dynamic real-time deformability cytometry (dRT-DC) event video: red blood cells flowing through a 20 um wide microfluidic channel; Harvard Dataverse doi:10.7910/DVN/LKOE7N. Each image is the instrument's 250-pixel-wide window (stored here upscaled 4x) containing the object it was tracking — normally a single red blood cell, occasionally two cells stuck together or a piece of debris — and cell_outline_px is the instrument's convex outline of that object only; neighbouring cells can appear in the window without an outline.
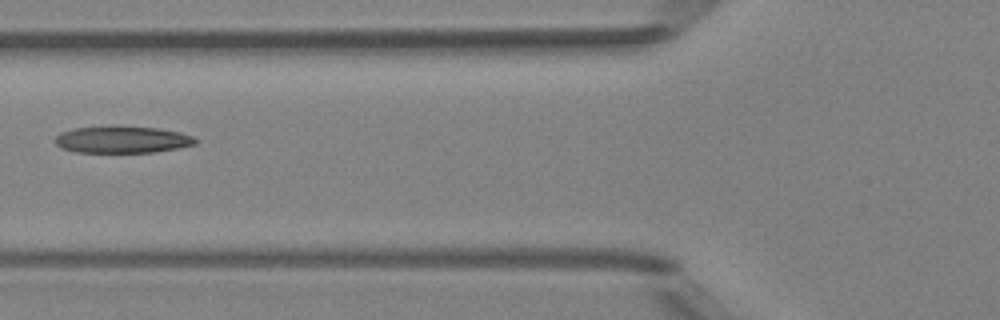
{"species": "Egyptian fruit bat (a non-hibernating species)", "species_latin": "Rousettus aegyptiacus", "temperature_condition": "room temperature", "stored_images_in_passage": 6, "camera_frame_rate_fps": 3000, "um_per_image_px": 0.085, "animal": {"sex": "female"}, "frame": {"image": 1, "passage_image": 5, "time_ms": 5.333, "image_size_px": [1000, 320], "cell_outline_px": [[196, 144], [176, 148], [152, 152], [76, 152], [60, 148], [52, 140], [60, 132], [72, 128], [112, 124], [156, 128], [180, 132], [192, 136], [196, 140]], "centroid_in_image_um": [10.29, 11.83], "position_along_channel_um": 115.5, "area_um2": 22.48}}
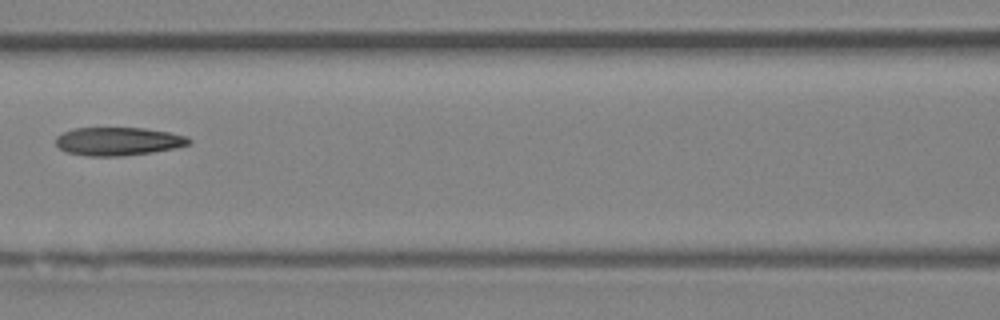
{"frame": {"image": 2, "passage_image": 6, "time_ms": 6.333, "image_size_px": [1000, 320], "cell_outline_px": [[192, 140], [188, 144], [172, 148], [152, 152], [120, 156], [88, 156], [64, 152], [56, 144], [56, 136], [72, 128], [144, 128], [168, 132], [184, 136]], "centroid_in_image_um": [9.98, 12.01], "position_along_channel_um": 156.6, "area_um2": 21.73}}